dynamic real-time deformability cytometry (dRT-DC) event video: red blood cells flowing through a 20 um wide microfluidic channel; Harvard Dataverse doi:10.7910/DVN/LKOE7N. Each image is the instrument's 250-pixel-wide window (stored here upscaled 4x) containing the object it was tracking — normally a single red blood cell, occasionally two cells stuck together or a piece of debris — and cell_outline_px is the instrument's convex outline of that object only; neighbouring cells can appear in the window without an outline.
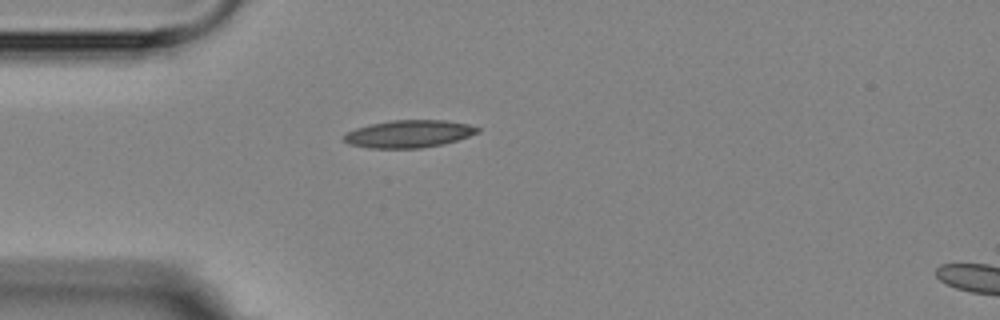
{"species": "Egyptian fruit bat (a non-hibernating species)", "species_latin": "Rousettus aegyptiacus", "temperature_condition": "room temperature", "stored_images_in_passage": 2, "camera_frame_rate_fps": 3000, "um_per_image_px": 0.085, "animal": {"sex": "female"}, "frame": {"image": 1, "passage_image": 2, "time_ms": 5.333, "image_size_px": [1000, 320], "cell_outline_px": [[480, 132], [456, 140], [440, 144], [420, 148], [368, 148], [348, 144], [344, 140], [344, 136], [348, 132], [356, 128], [388, 120], [448, 120], [468, 124], [480, 128]], "centroid_in_image_um": [34.75, 11.37], "position_along_channel_um": 50.2, "area_um2": 21.27}}